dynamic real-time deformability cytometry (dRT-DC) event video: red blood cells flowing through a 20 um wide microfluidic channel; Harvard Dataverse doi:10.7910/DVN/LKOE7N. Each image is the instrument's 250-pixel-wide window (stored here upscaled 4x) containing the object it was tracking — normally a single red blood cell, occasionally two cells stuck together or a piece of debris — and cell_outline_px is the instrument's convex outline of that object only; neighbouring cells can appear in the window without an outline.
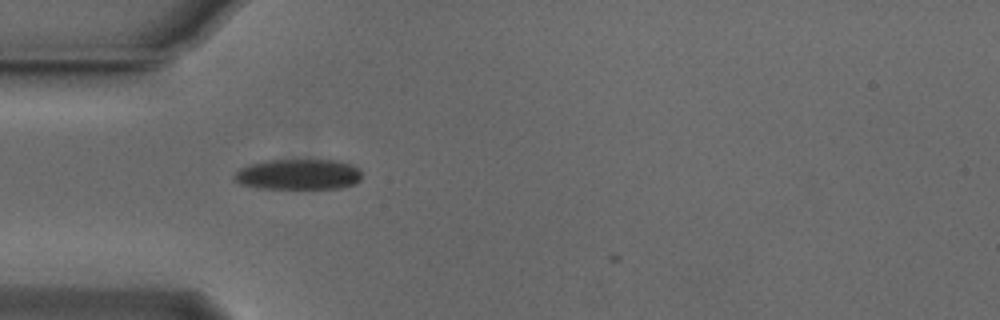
{"species": "Egyptian fruit bat (a non-hibernating species)", "species_latin": "Rousettus aegyptiacus", "temperature_condition": "cold", "stored_images_in_passage": 4, "camera_frame_rate_fps": 3000, "um_per_image_px": 0.085, "animal": {"sex": "male"}, "frame": {"image": 1, "passage_image": 1, "time_ms": 0.0, "image_size_px": [1000, 320], "cell_outline_px": [[360, 180], [356, 184], [340, 188], [260, 188], [240, 184], [232, 180], [232, 176], [240, 168], [252, 164], [268, 160], [336, 160], [352, 164], [360, 168]], "centroid_in_image_um": [25.37, 14.82], "position_along_channel_um": 59.6, "area_um2": 22.83}}